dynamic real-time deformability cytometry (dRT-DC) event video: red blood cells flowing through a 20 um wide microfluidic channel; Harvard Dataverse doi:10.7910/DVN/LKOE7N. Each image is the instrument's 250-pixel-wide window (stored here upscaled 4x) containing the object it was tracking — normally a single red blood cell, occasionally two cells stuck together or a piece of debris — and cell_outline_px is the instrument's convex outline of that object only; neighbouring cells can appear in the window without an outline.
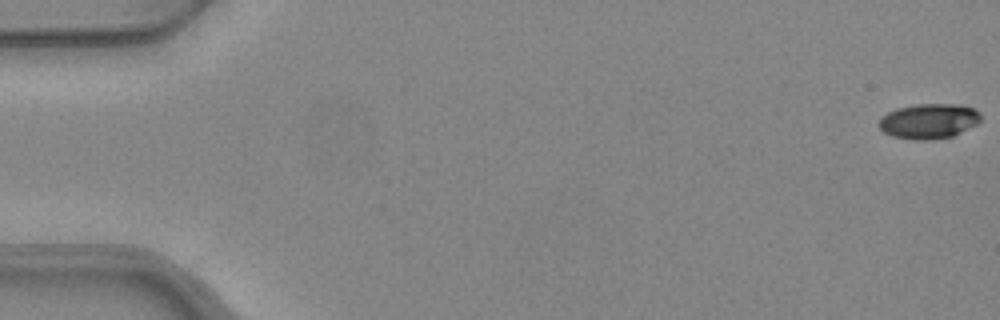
{"species": "common noctule bat (a hibernating species)", "species_latin": "Nyctalus noctula", "temperature_condition": "warm", "stored_images_in_passage": 10, "camera_frame_rate_fps": 3000, "um_per_image_px": 0.085, "animal": {"sex": "female", "body_mass_g": 24.6, "forearm_length_mm": 56.2}, "frame": {"image": 1, "passage_image": 1, "time_ms": 0.0, "image_size_px": [1000, 320], "cell_outline_px": [[980, 120], [976, 124], [952, 136], [928, 140], [912, 140], [892, 136], [884, 132], [880, 128], [880, 120], [888, 112], [896, 108], [916, 104], [960, 104], [972, 108], [980, 112]], "centroid_in_image_um": [78.95, 10.29], "position_along_channel_um": 6.1, "area_um2": 20.63}}